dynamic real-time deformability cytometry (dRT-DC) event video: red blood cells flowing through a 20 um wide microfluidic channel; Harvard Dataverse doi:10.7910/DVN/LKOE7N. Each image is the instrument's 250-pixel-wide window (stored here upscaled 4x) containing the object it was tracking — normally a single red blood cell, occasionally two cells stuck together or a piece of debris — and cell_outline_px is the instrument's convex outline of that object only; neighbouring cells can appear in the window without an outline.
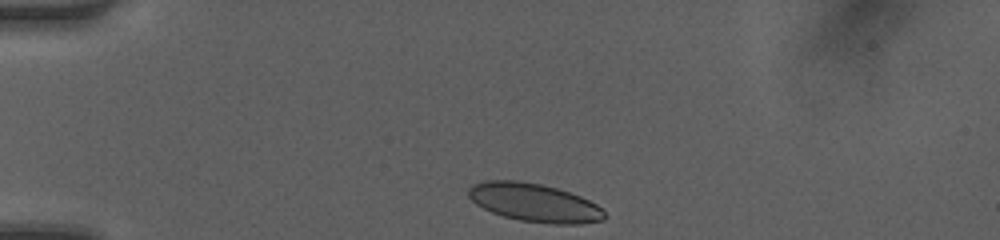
{"species": "human", "species_latin": "Homo sapiens", "temperature_condition": "room temperature", "stored_images_in_passage": 34, "camera_frame_rate_fps": 3000, "um_per_image_px": 0.085, "donor": {"sex": "female"}, "frame": {"image": 1, "passage_image": 1, "time_ms": 0.0, "image_size_px": [1000, 240], "cell_outline_px": [[604, 220], [580, 224], [552, 224], [520, 220], [504, 216], [492, 212], [476, 204], [468, 196], [468, 188], [472, 184], [484, 180], [516, 180], [540, 184], [556, 188], [580, 196], [596, 204], [604, 212]], "centroid_in_image_um": [45.39, 17.22], "position_along_channel_um": 39.6, "area_um2": 30.23}}
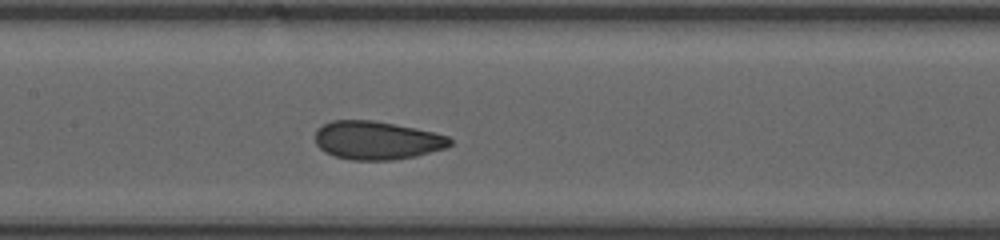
{"frame": {"image": 2, "passage_image": 14, "time_ms": 4.333, "image_size_px": [1000, 240], "cell_outline_px": [[452, 144], [448, 148], [416, 156], [392, 160], [352, 160], [336, 156], [324, 152], [316, 144], [316, 128], [332, 120], [372, 120], [416, 128], [448, 136], [452, 140]], "centroid_in_image_um": [32.05, 11.93], "position_along_channel_um": 175.4, "area_um2": 30.23}}
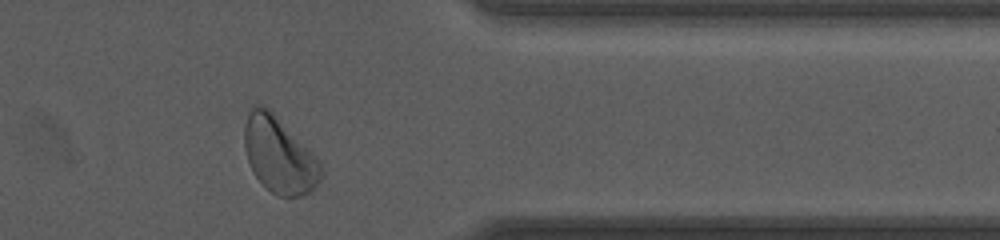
{"frame": {"image": 3, "passage_image": 30, "time_ms": 9.667, "image_size_px": [1000, 240], "cell_outline_px": [[324, 176], [316, 188], [304, 196], [276, 196], [252, 172], [244, 148], [244, 124], [248, 112], [256, 104], [264, 104], [312, 152], [320, 164], [324, 172]], "centroid_in_image_um": [23.74, 13.2], "position_along_channel_um": 387.7, "area_um2": 33.93}, "authors_computed_cell_mechanics": {"area_um2": 30.345, "velocity_mm_per_s": 4.1775, "shape_relaxation_time_tau1_ms": 3.4836, "shape_relaxation_time_tau2_ms": 0.8381, "deformation_change_tau1": 0.0987, "deformation_change_tau2": 0.0428}}